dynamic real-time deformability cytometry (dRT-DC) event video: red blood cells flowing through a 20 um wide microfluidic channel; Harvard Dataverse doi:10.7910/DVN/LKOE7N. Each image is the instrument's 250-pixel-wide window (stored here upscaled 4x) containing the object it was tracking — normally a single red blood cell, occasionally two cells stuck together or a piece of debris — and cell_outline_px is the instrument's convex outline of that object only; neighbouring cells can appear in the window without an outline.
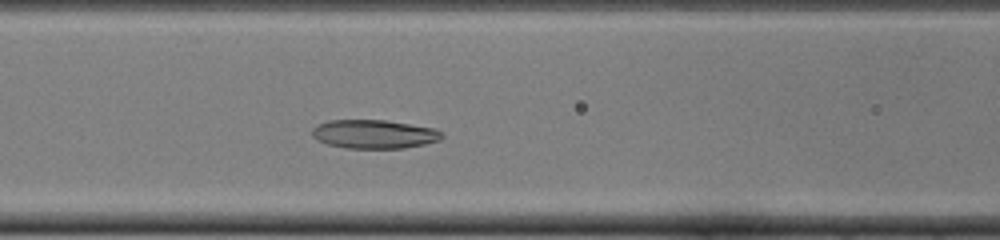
{"species": "common noctule bat (a hibernating species)", "species_latin": "Nyctalus noctula", "temperature_condition": "cold", "stored_images_in_passage": 31, "camera_frame_rate_fps": 3000, "um_per_image_px": 0.085, "animal": {"sex": "female", "body_mass_g": 22.0, "forearm_length_mm": 56.7}, "frame": {"image": 1, "passage_image": 11, "time_ms": 3.333, "image_size_px": [1000, 240], "cell_outline_px": [[444, 136], [440, 140], [424, 144], [404, 148], [348, 148], [328, 144], [316, 140], [312, 136], [312, 128], [316, 124], [328, 120], [384, 120], [432, 128], [444, 132]], "centroid_in_image_um": [31.77, 11.4], "position_along_channel_um": 134.8, "area_um2": 21.73}}
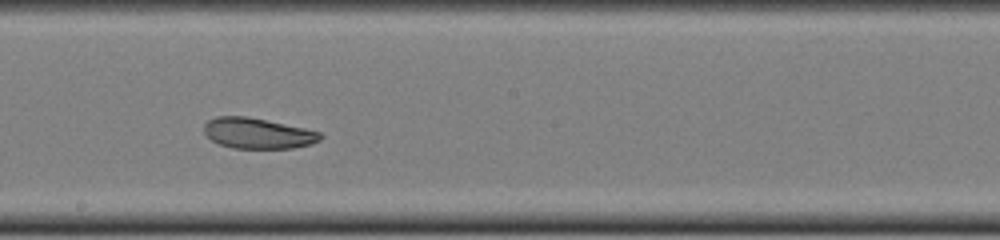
{"frame": {"image": 2, "passage_image": 18, "time_ms": 5.667, "image_size_px": [1000, 240], "cell_outline_px": [[324, 136], [320, 140], [312, 144], [292, 148], [232, 148], [220, 144], [212, 140], [204, 132], [204, 124], [208, 120], [216, 116], [244, 116], [304, 128], [320, 132]], "centroid_in_image_um": [21.91, 11.33], "position_along_channel_um": 226.3, "area_um2": 20.58}}
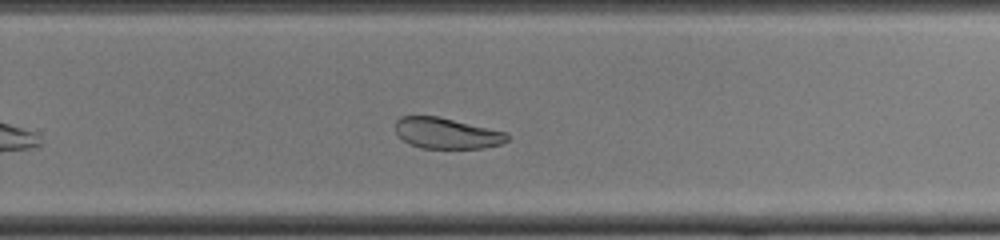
{"frame": {"image": 3, "passage_image": 23, "time_ms": 7.333, "image_size_px": [1000, 240], "cell_outline_px": [[508, 140], [500, 144], [484, 148], [420, 148], [408, 144], [396, 132], [396, 120], [400, 116], [440, 116], [508, 132]], "centroid_in_image_um": [37.98, 11.32], "position_along_channel_um": 291.8, "area_um2": 20.29}, "authors_computed_cell_mechanics": {"area_um2": 21.964, "velocity_mm_per_s": 3.9365, "shape_relaxation_time_tau1_ms": null, "shape_relaxation_time_tau2_ms": 5.9026, "deformation_change_tau1": null, "deformation_change_tau2": 0.1285}}